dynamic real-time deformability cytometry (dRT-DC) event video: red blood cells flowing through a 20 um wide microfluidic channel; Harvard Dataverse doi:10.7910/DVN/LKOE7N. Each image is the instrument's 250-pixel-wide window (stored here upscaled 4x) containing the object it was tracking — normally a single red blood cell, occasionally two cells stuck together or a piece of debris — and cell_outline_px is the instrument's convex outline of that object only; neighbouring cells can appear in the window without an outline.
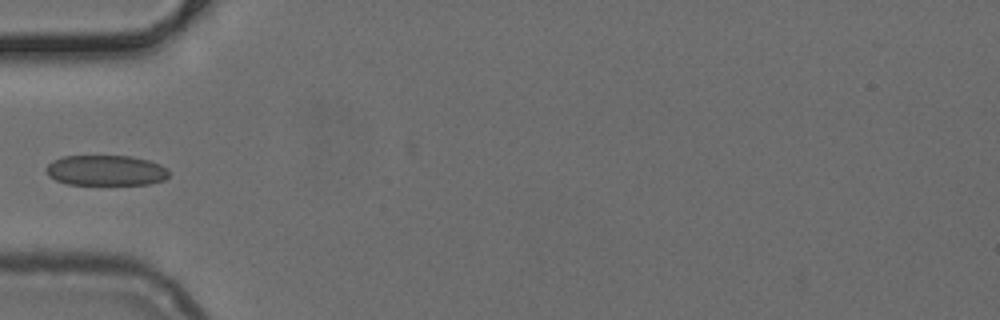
{"species": "common noctule bat (a hibernating species)", "species_latin": "Nyctalus noctula", "temperature_condition": "cold", "stored_images_in_passage": 35, "camera_frame_rate_fps": 3000, "um_per_image_px": 0.085, "animal": {"sex": "female", "body_mass_g": 24.6, "forearm_length_mm": 56.2}, "frame": {"image": 1, "passage_image": 1, "time_ms": 0.0, "image_size_px": [1000, 320], "cell_outline_px": [[168, 176], [164, 180], [148, 184], [68, 184], [56, 180], [48, 176], [44, 168], [52, 160], [64, 156], [132, 156], [148, 160], [160, 164], [168, 168]], "centroid_in_image_um": [8.98, 14.48], "position_along_channel_um": 76.0, "area_um2": 21.85}}
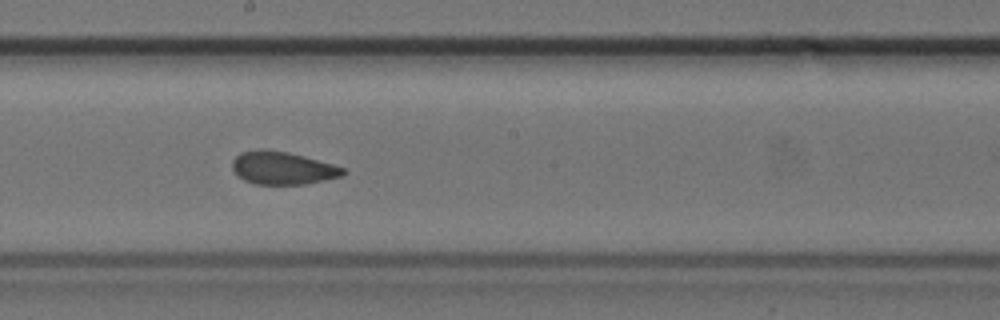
{"frame": {"image": 2, "passage_image": 12, "time_ms": 3.667, "image_size_px": [1000, 320], "cell_outline_px": [[348, 172], [340, 176], [308, 184], [256, 184], [244, 180], [232, 168], [232, 160], [240, 152], [264, 148], [288, 152], [304, 156], [348, 168]], "centroid_in_image_um": [24.05, 14.27], "position_along_channel_um": 224.1, "area_um2": 21.33}}
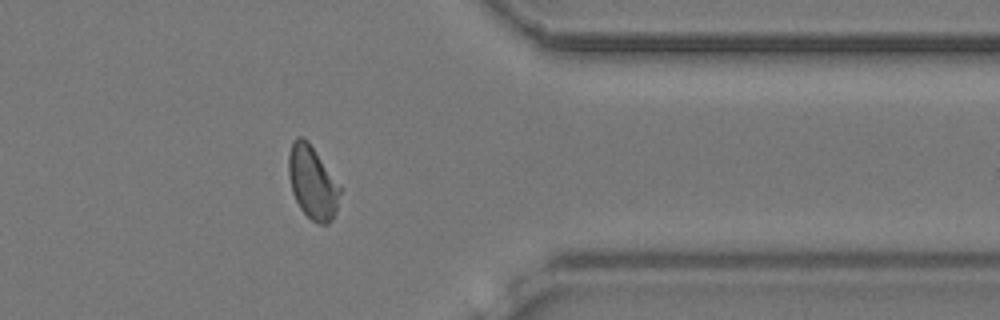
{"frame": {"image": 3, "passage_image": 25, "time_ms": 8.0, "image_size_px": [1000, 320], "cell_outline_px": [[344, 188], [336, 212], [332, 220], [328, 224], [320, 224], [312, 220], [300, 208], [292, 192], [288, 176], [288, 156], [292, 140], [296, 136], [304, 136], [308, 140]], "centroid_in_image_um": [26.6, 15.48], "position_along_channel_um": 384.8, "area_um2": 22.66}}